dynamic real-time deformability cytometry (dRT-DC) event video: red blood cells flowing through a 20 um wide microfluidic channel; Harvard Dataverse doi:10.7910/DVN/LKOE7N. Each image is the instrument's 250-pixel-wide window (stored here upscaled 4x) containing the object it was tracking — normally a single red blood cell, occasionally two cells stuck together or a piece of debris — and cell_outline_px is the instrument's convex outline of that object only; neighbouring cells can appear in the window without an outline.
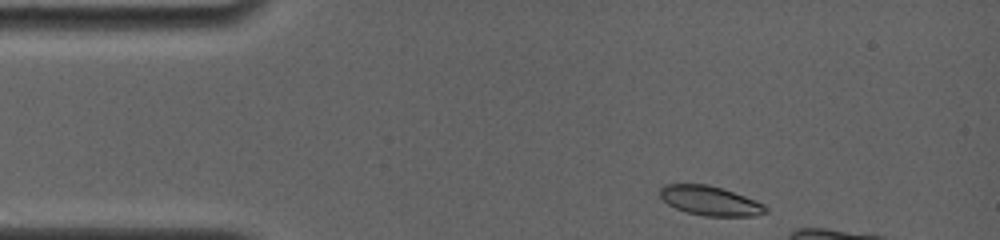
{"species": "common noctule bat (a hibernating species)", "species_latin": "Nyctalus noctula", "temperature_condition": "room temperature", "stored_images_in_passage": 48, "camera_frame_rate_fps": 4000, "um_per_image_px": 0.085, "animal": {"sex": "female", "body_mass_g": 19.0, "forearm_length_mm": 56.7}, "frame": {"image": 1, "passage_image": 1, "time_ms": 0.0, "image_size_px": [1000, 240], "cell_outline_px": [[768, 212], [756, 216], [704, 216], [688, 212], [676, 208], [668, 204], [660, 196], [660, 188], [664, 184], [708, 184], [756, 200], [764, 204], [768, 208]], "centroid_in_image_um": [60.38, 17.07], "position_along_channel_um": 24.6, "area_um2": 18.03}}
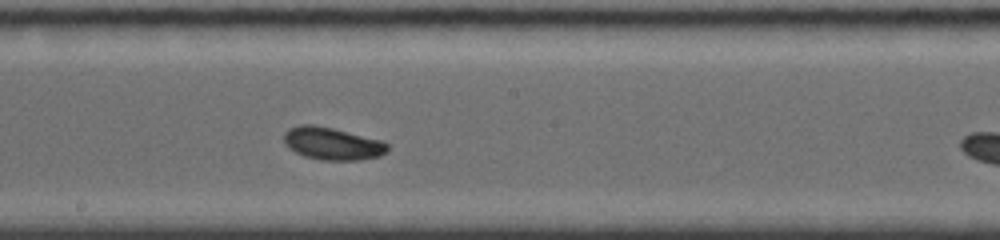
{"frame": {"image": 2, "passage_image": 27, "time_ms": 6.5, "image_size_px": [1000, 240], "cell_outline_px": [[388, 152], [380, 156], [360, 160], [320, 160], [304, 156], [288, 148], [284, 144], [284, 132], [288, 128], [300, 124], [316, 124], [380, 140], [388, 144]], "centroid_in_image_um": [28.21, 12.2], "position_along_channel_um": 220.0, "area_um2": 19.77}}
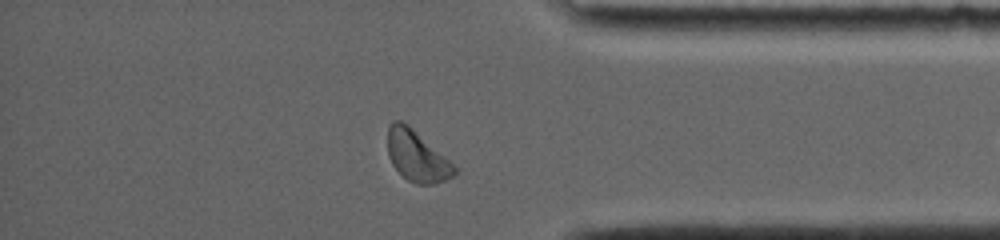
{"frame": {"image": 3, "passage_image": 46, "time_ms": 11.25, "image_size_px": [1000, 240], "cell_outline_px": [[456, 172], [452, 176], [436, 184], [416, 184], [408, 180], [392, 164], [388, 156], [388, 128], [392, 120], [400, 120], [408, 124], [448, 160], [456, 168]], "centroid_in_image_um": [35.4, 13.26], "position_along_channel_um": 399.8, "area_um2": 19.36}}